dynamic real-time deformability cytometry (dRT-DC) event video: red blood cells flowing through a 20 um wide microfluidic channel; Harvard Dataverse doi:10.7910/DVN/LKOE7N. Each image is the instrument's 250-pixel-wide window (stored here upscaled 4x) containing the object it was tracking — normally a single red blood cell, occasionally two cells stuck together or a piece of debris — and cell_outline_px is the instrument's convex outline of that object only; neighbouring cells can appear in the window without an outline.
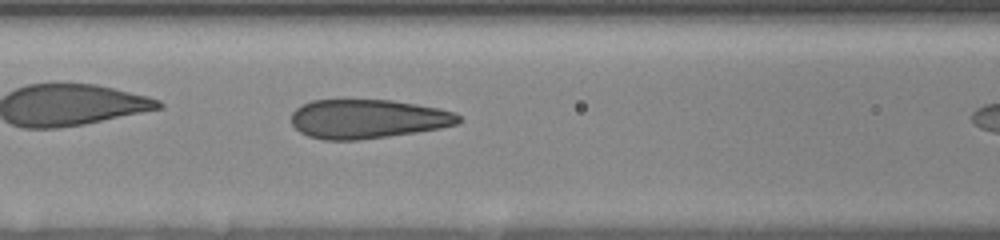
{"species": "human", "species_latin": "Homo sapiens", "temperature_condition": "room temperature", "stored_images_in_passage": 12, "camera_frame_rate_fps": 3000, "um_per_image_px": 0.085, "donor": {"sex": "female"}, "frame": {"image": 1, "passage_image": 6, "time_ms": 2.667, "image_size_px": [1000, 240], "cell_outline_px": [[460, 120], [456, 124], [440, 128], [416, 132], [360, 140], [324, 140], [308, 136], [300, 132], [292, 124], [292, 112], [296, 108], [312, 100], [392, 100], [416, 104], [456, 112], [460, 116]], "centroid_in_image_um": [31.24, 10.11], "position_along_channel_um": 135.4, "area_um2": 37.97}}
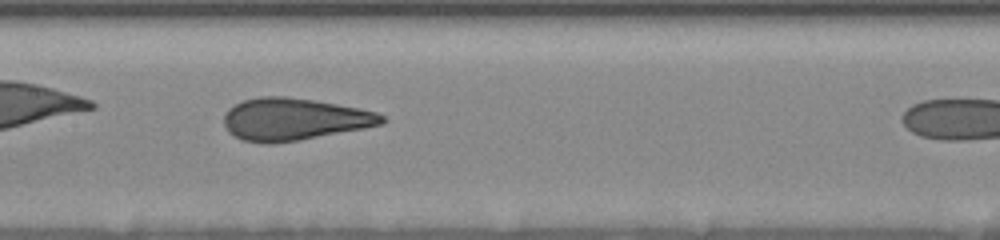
{"frame": {"image": 2, "passage_image": 9, "time_ms": 4.0, "image_size_px": [1000, 240], "cell_outline_px": [[388, 120], [384, 124], [364, 128], [296, 140], [272, 144], [264, 144], [244, 140], [228, 132], [224, 124], [224, 116], [228, 108], [244, 100], [260, 96], [288, 96], [360, 108], [376, 112], [384, 116]], "centroid_in_image_um": [25.0, 10.13], "position_along_channel_um": 182.4, "area_um2": 38.67}}